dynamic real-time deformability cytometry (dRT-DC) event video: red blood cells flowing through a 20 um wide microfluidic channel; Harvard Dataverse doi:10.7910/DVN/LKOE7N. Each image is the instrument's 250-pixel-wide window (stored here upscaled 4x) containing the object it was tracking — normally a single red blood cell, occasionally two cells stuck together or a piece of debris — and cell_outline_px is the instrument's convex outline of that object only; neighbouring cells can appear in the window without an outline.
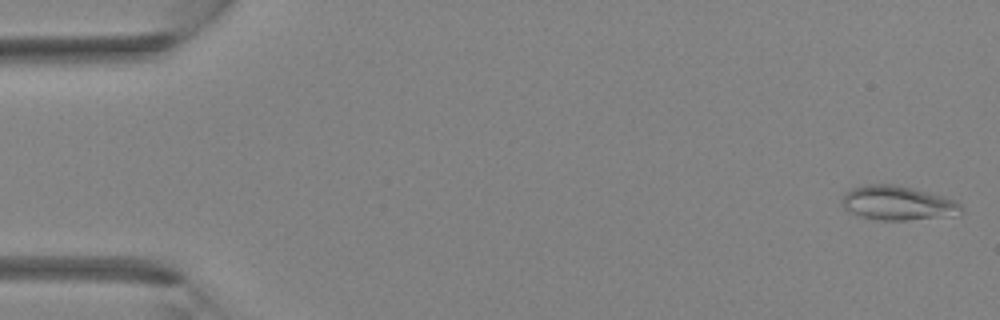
{"species": "Egyptian fruit bat (a non-hibernating species)", "species_latin": "Rousettus aegyptiacus", "temperature_condition": "room temperature", "stored_images_in_passage": 39, "camera_frame_rate_fps": 3000, "um_per_image_px": 0.085, "animal": {"sex": "female"}, "frame": {"image": 1, "passage_image": 1, "time_ms": 0.0, "image_size_px": [1000, 320], "cell_outline_px": [[964, 212], [908, 220], [880, 220], [860, 216], [844, 208], [840, 204], [840, 200], [844, 192], [852, 188], [868, 184], [892, 184], [912, 188], [928, 192], [956, 200], [964, 208]], "centroid_in_image_um": [76.24, 17.24], "position_along_channel_um": 8.8, "area_um2": 23.52}}
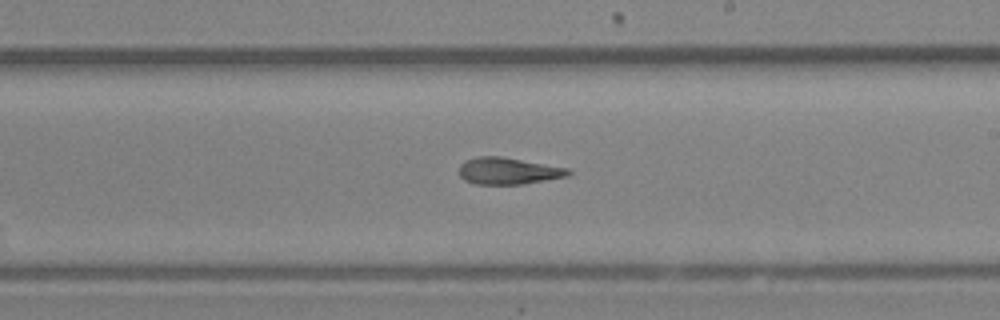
{"frame": {"image": 2, "passage_image": 23, "time_ms": 7.333, "image_size_px": [1000, 320], "cell_outline_px": [[572, 172], [568, 176], [524, 184], [476, 184], [464, 180], [460, 176], [460, 164], [464, 160], [476, 156], [500, 156], [568, 168]], "centroid_in_image_um": [43.18, 14.53], "position_along_channel_um": 245.8, "area_um2": 17.05}}
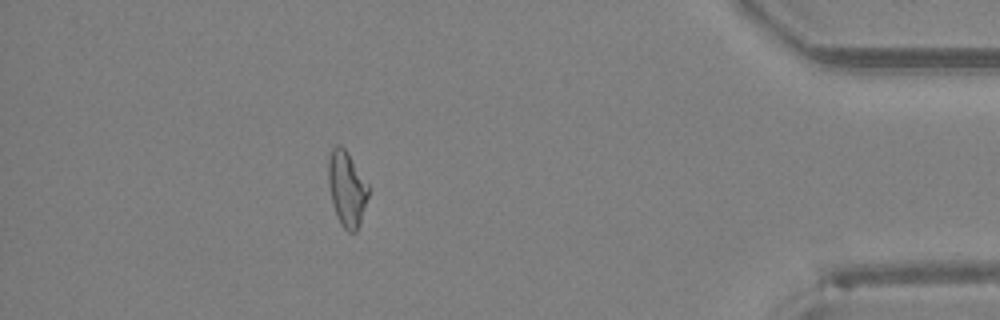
{"frame": {"image": 3, "passage_image": 35, "time_ms": 11.333, "image_size_px": [1000, 320], "cell_outline_px": [[368, 196], [356, 232], [348, 232], [340, 224], [336, 216], [332, 204], [328, 184], [328, 156], [332, 148], [336, 144], [340, 144], [348, 152], [368, 184]], "centroid_in_image_um": [29.45, 16.01], "position_along_channel_um": 405.8, "area_um2": 17.57}}